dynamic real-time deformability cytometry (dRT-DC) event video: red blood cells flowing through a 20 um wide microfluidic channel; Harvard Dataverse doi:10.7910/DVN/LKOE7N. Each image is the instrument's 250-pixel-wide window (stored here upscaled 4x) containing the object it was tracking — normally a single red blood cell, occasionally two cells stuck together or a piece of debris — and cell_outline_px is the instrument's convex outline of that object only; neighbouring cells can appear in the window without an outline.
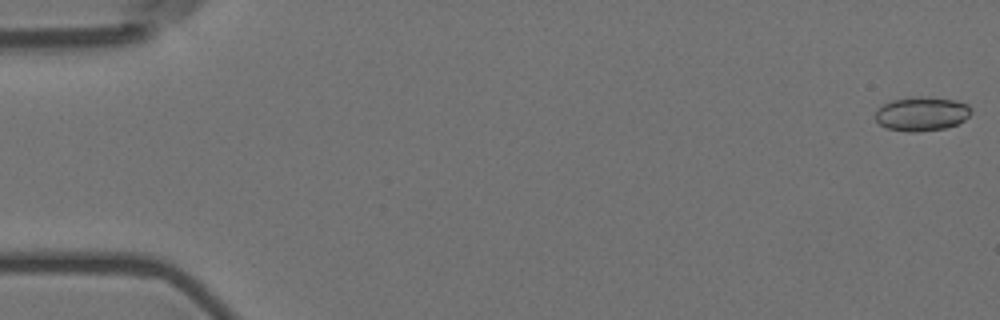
{"species": "Egyptian fruit bat (a non-hibernating species)", "species_latin": "Rousettus aegyptiacus", "temperature_condition": "room temperature", "stored_images_in_passage": 57, "camera_frame_rate_fps": 3000, "um_per_image_px": 0.085, "animal": {"sex": "female"}, "frame": {"image": 1, "passage_image": 1, "time_ms": 0.0, "image_size_px": [1000, 320], "cell_outline_px": [[972, 112], [964, 120], [956, 124], [944, 128], [916, 132], [908, 132], [888, 128], [880, 124], [876, 120], [876, 112], [884, 104], [892, 100], [908, 96], [924, 96], [956, 100], [968, 104], [972, 108]], "centroid_in_image_um": [78.37, 9.65], "position_along_channel_um": 6.6, "area_um2": 19.07}}
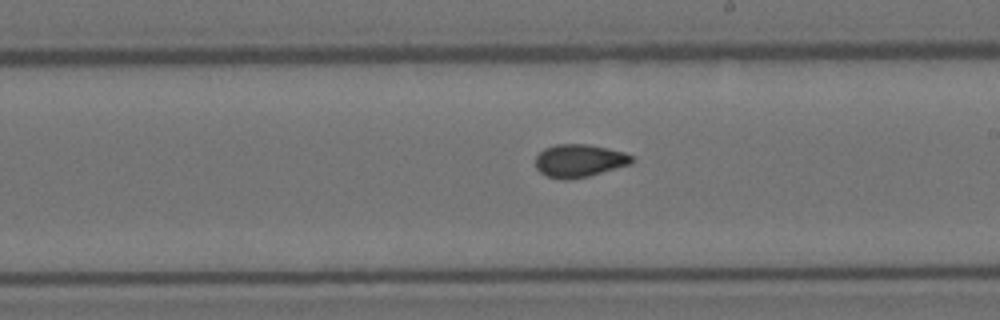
{"frame": {"image": 2, "passage_image": 33, "time_ms": 10.667, "image_size_px": [1000, 320], "cell_outline_px": [[632, 164], [588, 176], [572, 180], [560, 180], [548, 176], [540, 172], [536, 168], [536, 156], [544, 148], [556, 144], [588, 144], [624, 152], [632, 156]], "centroid_in_image_um": [49.22, 13.67], "position_along_channel_um": 239.8, "area_um2": 18.5}}
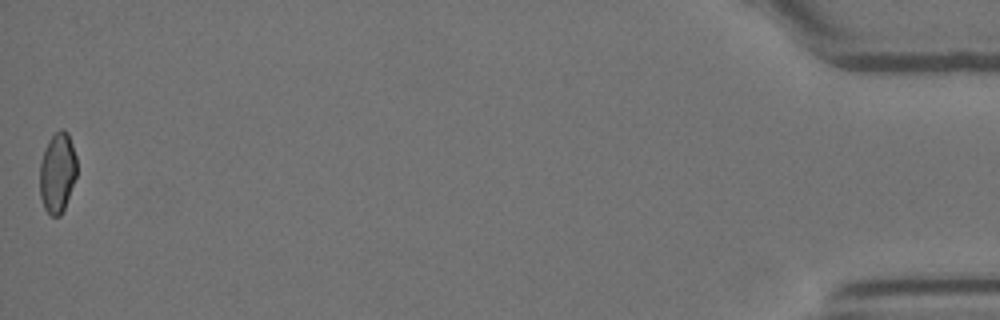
{"frame": {"image": 3, "passage_image": 57, "time_ms": 18.667, "image_size_px": [1000, 320], "cell_outline_px": [[76, 176], [64, 208], [60, 216], [52, 216], [44, 208], [40, 196], [40, 160], [48, 140], [60, 128], [64, 128], [68, 132], [76, 156]], "centroid_in_image_um": [4.87, 14.64], "position_along_channel_um": 430.3, "area_um2": 17.28}, "authors_computed_cell_mechanics": {"area_um2": 18.3226, "velocity_mm_per_s": 3.5792, "shape_relaxation_time_tau1_ms": null, "shape_relaxation_time_tau2_ms": 1.9581, "deformation_change_tau1": null, "deformation_change_tau2": 0.0571}}